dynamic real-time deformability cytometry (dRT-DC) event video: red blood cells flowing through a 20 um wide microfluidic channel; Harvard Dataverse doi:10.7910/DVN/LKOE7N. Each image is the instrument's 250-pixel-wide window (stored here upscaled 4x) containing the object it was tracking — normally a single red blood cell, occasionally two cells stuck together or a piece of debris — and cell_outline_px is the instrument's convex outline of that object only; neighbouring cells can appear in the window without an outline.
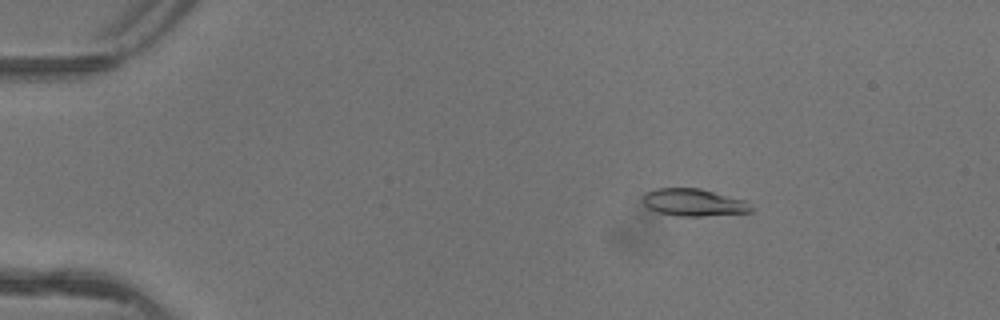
{"species": "common noctule bat (a hibernating species)", "species_latin": "Nyctalus noctula", "temperature_condition": "warm", "stored_images_in_passage": 6, "camera_frame_rate_fps": 3000, "um_per_image_px": 0.085, "animal": {"sex": "female"}, "frame": {"image": 1, "passage_image": 3, "time_ms": 0.667, "image_size_px": [1000, 320], "cell_outline_px": [[752, 212], [704, 216], [676, 216], [660, 212], [648, 208], [644, 204], [644, 192], [656, 188], [700, 188], [744, 200], [752, 208]], "centroid_in_image_um": [58.94, 17.2], "position_along_channel_um": 26.1, "area_um2": 17.11}}
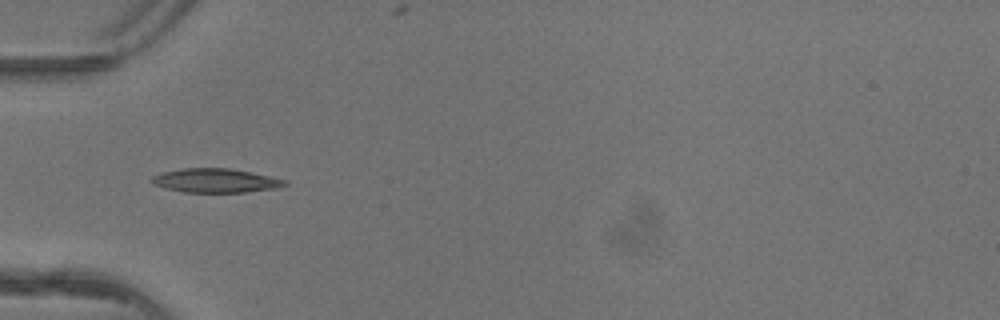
{"frame": {"image": 2, "passage_image": 5, "time_ms": 1.333, "image_size_px": [1000, 320], "cell_outline_px": [[288, 184], [276, 188], [244, 192], [184, 192], [164, 188], [152, 184], [148, 180], [152, 176], [164, 172], [184, 168], [228, 168], [288, 180]], "centroid_in_image_um": [18.27, 15.35], "position_along_channel_um": 66.7, "area_um2": 18.5}}